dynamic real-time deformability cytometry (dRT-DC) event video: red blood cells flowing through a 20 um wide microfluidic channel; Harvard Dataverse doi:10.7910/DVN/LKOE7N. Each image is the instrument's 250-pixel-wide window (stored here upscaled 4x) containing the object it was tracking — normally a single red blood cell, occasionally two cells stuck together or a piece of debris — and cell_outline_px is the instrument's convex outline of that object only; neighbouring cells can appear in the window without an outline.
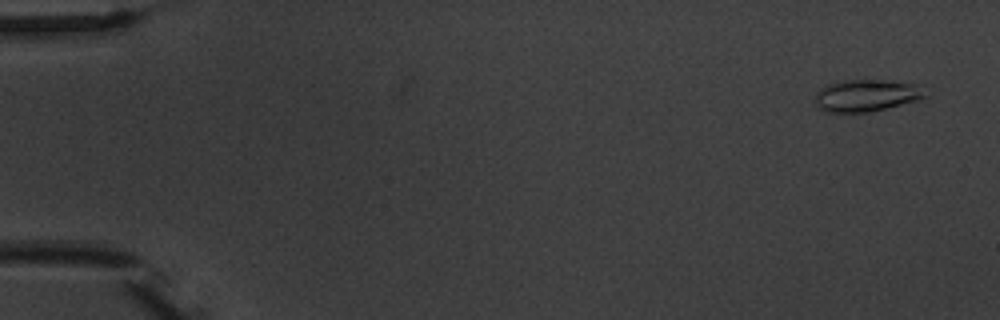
{"species": "common noctule bat (a hibernating species)", "species_latin": "Nyctalus noctula", "temperature_condition": "warm", "stored_images_in_passage": 5, "camera_frame_rate_fps": 3000, "um_per_image_px": 0.085, "animal": {"sex": "male", "body_mass_g": 20.1, "forearm_length_mm": 53.5}, "frame": {"image": 1, "passage_image": 1, "time_ms": 0.0, "image_size_px": [1000, 320], "cell_outline_px": [[928, 96], [916, 100], [868, 112], [824, 112], [816, 104], [816, 92], [820, 88], [828, 84], [844, 80], [880, 80], [916, 84]], "centroid_in_image_um": [73.58, 8.11], "position_along_channel_um": 11.4, "area_um2": 20.11}}
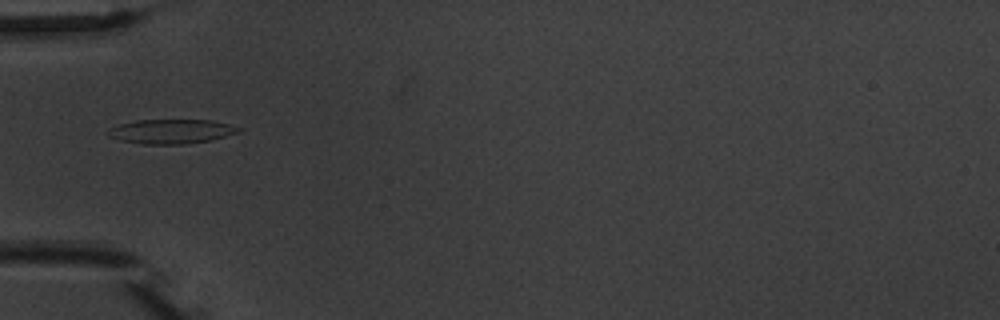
{"frame": {"image": 2, "passage_image": 5, "time_ms": 5.333, "image_size_px": [1000, 320], "cell_outline_px": [[244, 128], [240, 132], [208, 140], [184, 144], [144, 144], [120, 140], [108, 136], [108, 128], [120, 124], [136, 120], [212, 120]], "centroid_in_image_um": [14.55, 11.16], "position_along_channel_um": 70.4, "area_um2": 18.44}}